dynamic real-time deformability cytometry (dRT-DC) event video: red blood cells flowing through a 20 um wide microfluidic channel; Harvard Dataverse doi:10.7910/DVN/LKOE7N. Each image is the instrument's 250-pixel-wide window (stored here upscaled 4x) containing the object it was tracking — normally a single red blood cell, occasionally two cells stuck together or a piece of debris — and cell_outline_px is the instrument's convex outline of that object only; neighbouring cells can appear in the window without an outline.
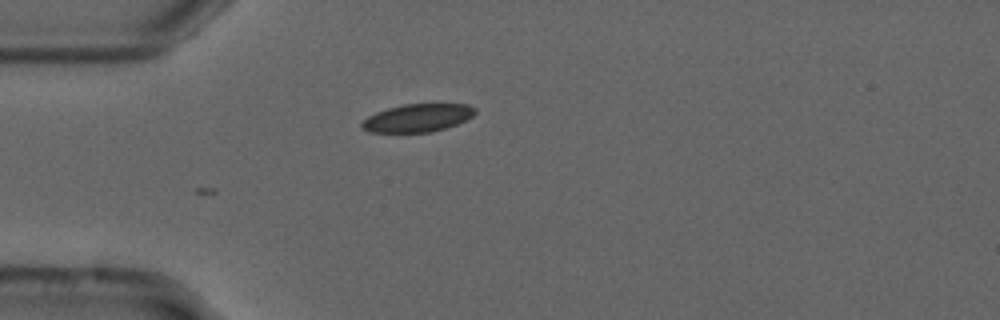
{"species": "common noctule bat (a hibernating species)", "species_latin": "Nyctalus noctula", "temperature_condition": "cold", "stored_images_in_passage": 7, "camera_frame_rate_fps": 3000, "um_per_image_px": 0.085, "animal": {"sex": "male", "forearm_length_mm": 52.5}, "frame": {"image": 1, "passage_image": 7, "time_ms": 2.0, "image_size_px": [1000, 320], "cell_outline_px": [[476, 112], [472, 116], [456, 124], [432, 132], [368, 132], [360, 128], [360, 124], [368, 116], [376, 112], [388, 108], [404, 104], [468, 104], [476, 108]], "centroid_in_image_um": [35.47, 10.02], "position_along_channel_um": 49.5, "area_um2": 18.38}}